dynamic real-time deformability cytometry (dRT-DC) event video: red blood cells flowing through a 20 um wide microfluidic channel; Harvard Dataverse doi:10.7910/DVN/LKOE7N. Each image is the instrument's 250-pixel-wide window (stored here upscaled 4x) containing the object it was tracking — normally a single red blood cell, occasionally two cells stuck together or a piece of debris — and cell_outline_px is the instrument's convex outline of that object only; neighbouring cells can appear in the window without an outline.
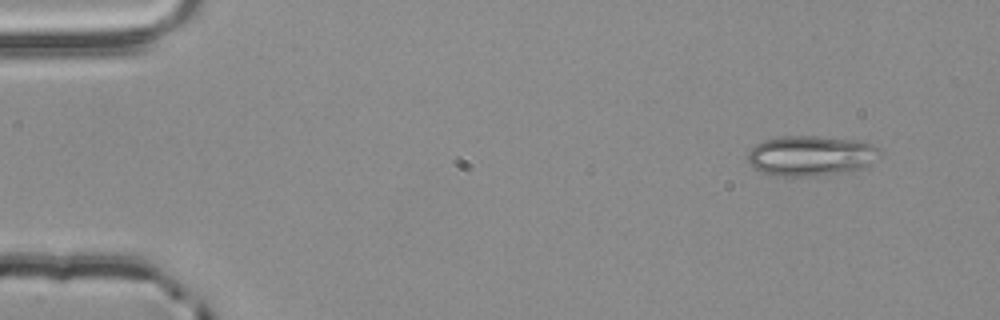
{"species": "common noctule bat (a hibernating species)", "species_latin": "Nyctalus noctula", "temperature_condition": "room temperature", "stored_images_in_passage": 3, "camera_frame_rate_fps": 3000, "um_per_image_px": 0.085, "animal": {"sex": "male", "body_mass_g": 20.4}, "frame": {"image": 1, "passage_image": 1, "time_ms": 0.0, "image_size_px": [1000, 320], "cell_outline_px": [[880, 152], [864, 168], [816, 176], [776, 176], [764, 172], [748, 164], [748, 152], [756, 144], [764, 140], [780, 136], [816, 136], [856, 140], [872, 144]], "centroid_in_image_um": [68.87, 13.23], "position_along_channel_um": 16.1, "area_um2": 30.58}}